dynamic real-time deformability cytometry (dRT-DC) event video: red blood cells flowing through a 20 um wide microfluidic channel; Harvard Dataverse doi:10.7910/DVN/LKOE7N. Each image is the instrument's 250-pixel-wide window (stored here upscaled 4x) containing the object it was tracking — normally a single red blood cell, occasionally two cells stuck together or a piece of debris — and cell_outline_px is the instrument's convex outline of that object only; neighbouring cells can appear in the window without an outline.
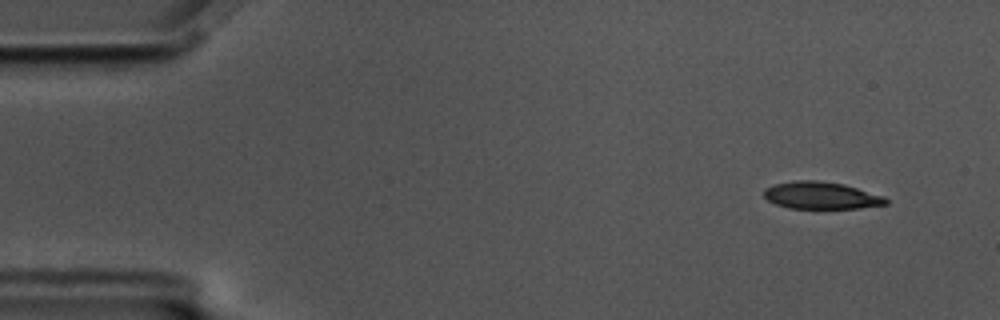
{"species": "common noctule bat (a hibernating species)", "species_latin": "Nyctalus noctula", "temperature_condition": "cold", "stored_images_in_passage": 57, "camera_frame_rate_fps": 3000, "um_per_image_px": 0.085, "animal": {"sex": "male", "body_mass_g": 17.5, "forearm_length_mm": 52.3}, "frame": {"image": 1, "passage_image": 4, "time_ms": 1.0, "image_size_px": [1000, 320], "cell_outline_px": [[888, 204], [860, 208], [788, 208], [776, 204], [768, 200], [764, 196], [764, 188], [776, 184], [796, 180], [820, 180], [844, 184], [884, 196], [888, 200]], "centroid_in_image_um": [69.81, 16.61], "position_along_channel_um": 15.2, "area_um2": 19.31}}
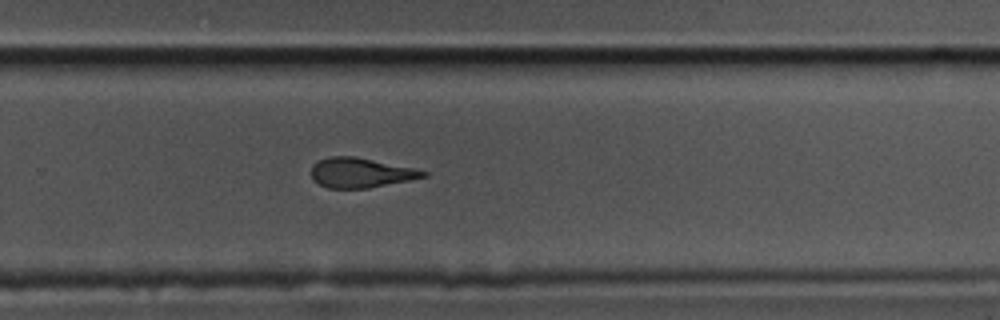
{"frame": {"image": 2, "passage_image": 37, "time_ms": 12.0, "image_size_px": [1000, 320], "cell_outline_px": [[428, 176], [368, 188], [328, 188], [312, 180], [312, 164], [316, 160], [328, 156], [356, 156], [412, 168], [428, 172]], "centroid_in_image_um": [30.6, 14.67], "position_along_channel_um": 299.2, "area_um2": 19.36}}
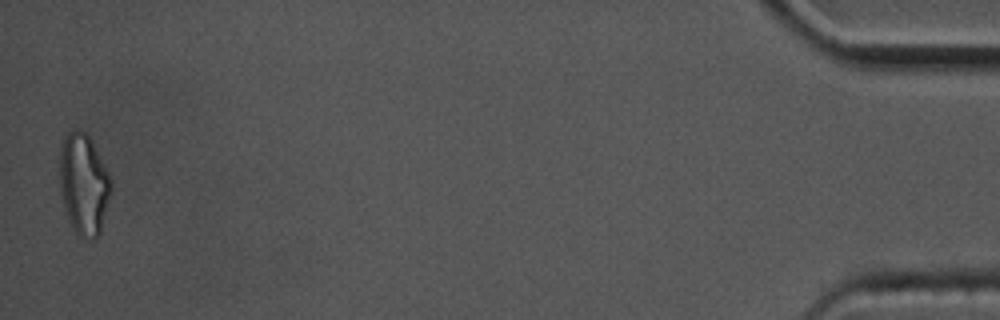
{"frame": {"image": 3, "passage_image": 56, "time_ms": 18.333, "image_size_px": [1000, 320], "cell_outline_px": [[112, 188], [100, 232], [92, 240], [84, 240], [72, 228], [64, 208], [60, 188], [60, 140], [68, 132], [84, 132], [92, 140], [112, 180]], "centroid_in_image_um": [7.11, 15.67], "position_along_channel_um": 428.1, "area_um2": 30.23}, "authors_computed_cell_mechanics": {"area_um2": 20.8658, "velocity_mm_per_s": 3.5104, "shape_relaxation_time_tau1_ms": 4.909, "shape_relaxation_time_tau2_ms": 2.1436, "deformation_change_tau1": 0.183, "deformation_change_tau2": 0.1075}}